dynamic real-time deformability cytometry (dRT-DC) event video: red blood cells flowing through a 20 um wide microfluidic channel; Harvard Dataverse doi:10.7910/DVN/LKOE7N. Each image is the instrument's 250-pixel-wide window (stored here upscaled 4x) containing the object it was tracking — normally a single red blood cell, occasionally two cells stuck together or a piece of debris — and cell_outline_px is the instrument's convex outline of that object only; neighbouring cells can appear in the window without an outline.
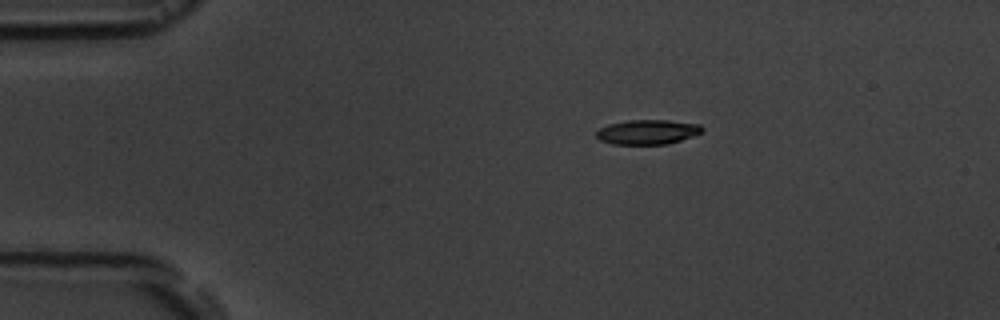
{"species": "common noctule bat (a hibernating species)", "species_latin": "Nyctalus noctula", "temperature_condition": "room temperature", "stored_images_in_passage": 3, "camera_frame_rate_fps": 3000, "um_per_image_px": 0.085, "animal": {"sex": "male", "body_mass_g": 19.5, "forearm_length_mm": 54.6}, "frame": {"image": 1, "passage_image": 1, "time_ms": 0.0, "image_size_px": [1000, 320], "cell_outline_px": [[704, 132], [668, 144], [612, 144], [600, 140], [596, 136], [596, 132], [600, 128], [608, 124], [628, 120], [668, 120], [700, 124], [704, 128]], "centroid_in_image_um": [55.06, 11.21], "position_along_channel_um": 29.9, "area_um2": 15.26}}
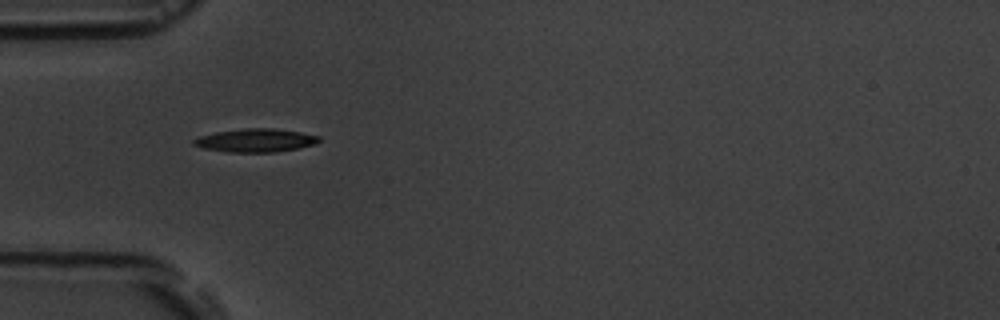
{"frame": {"image": 2, "passage_image": 2, "time_ms": 2.333, "image_size_px": [1000, 320], "cell_outline_px": [[320, 140], [316, 144], [276, 152], [228, 152], [204, 148], [192, 144], [192, 140], [200, 136], [216, 132], [244, 128], [272, 128], [300, 132], [320, 136]], "centroid_in_image_um": [21.73, 11.93], "position_along_channel_um": 63.3, "area_um2": 16.94}}
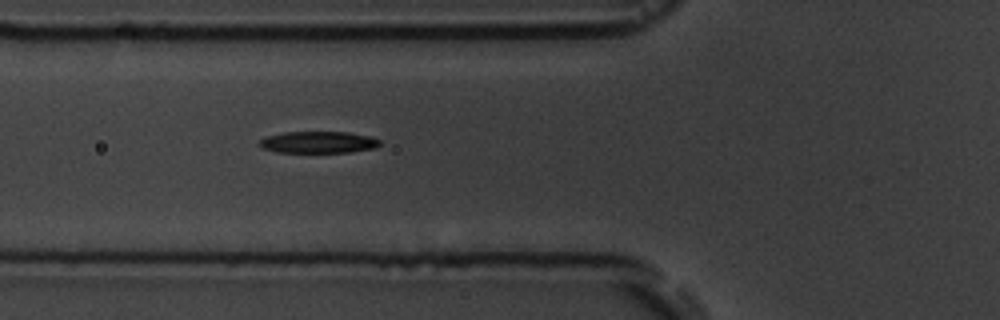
{"frame": {"image": 3, "passage_image": 3, "time_ms": 3.333, "image_size_px": [1000, 320], "cell_outline_px": [[380, 144], [376, 148], [352, 152], [276, 152], [264, 148], [260, 144], [260, 140], [264, 136], [284, 132], [348, 132], [372, 136], [380, 140]], "centroid_in_image_um": [27.1, 12.08], "position_along_channel_um": 98.7, "area_um2": 15.32}}